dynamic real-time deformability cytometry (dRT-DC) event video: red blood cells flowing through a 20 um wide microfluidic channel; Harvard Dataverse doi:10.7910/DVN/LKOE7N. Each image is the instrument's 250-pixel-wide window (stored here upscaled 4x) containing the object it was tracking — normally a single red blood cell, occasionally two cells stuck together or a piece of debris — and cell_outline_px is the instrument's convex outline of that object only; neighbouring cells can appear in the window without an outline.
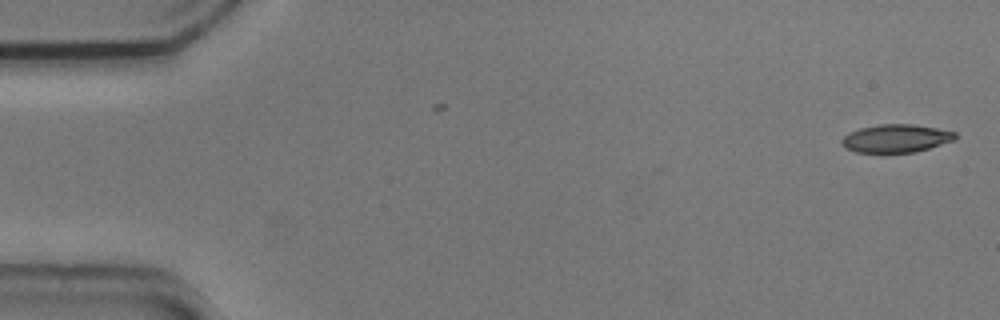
{"species": "common noctule bat (a hibernating species)", "species_latin": "Nyctalus noctula", "temperature_condition": "cold", "stored_images_in_passage": 4, "camera_frame_rate_fps": 3000, "um_per_image_px": 0.085, "animal": {"sex": "male", "body_mass_g": 20.5, "forearm_length_mm": 52.5}, "frame": {"image": 1, "passage_image": 1, "time_ms": 0.0, "image_size_px": [1000, 320], "cell_outline_px": [[956, 140], [928, 148], [912, 152], [856, 152], [848, 148], [840, 140], [848, 132], [860, 128], [880, 124], [912, 124], [936, 128], [956, 132]], "centroid_in_image_um": [76.18, 11.75], "position_along_channel_um": 8.8, "area_um2": 18.32}}